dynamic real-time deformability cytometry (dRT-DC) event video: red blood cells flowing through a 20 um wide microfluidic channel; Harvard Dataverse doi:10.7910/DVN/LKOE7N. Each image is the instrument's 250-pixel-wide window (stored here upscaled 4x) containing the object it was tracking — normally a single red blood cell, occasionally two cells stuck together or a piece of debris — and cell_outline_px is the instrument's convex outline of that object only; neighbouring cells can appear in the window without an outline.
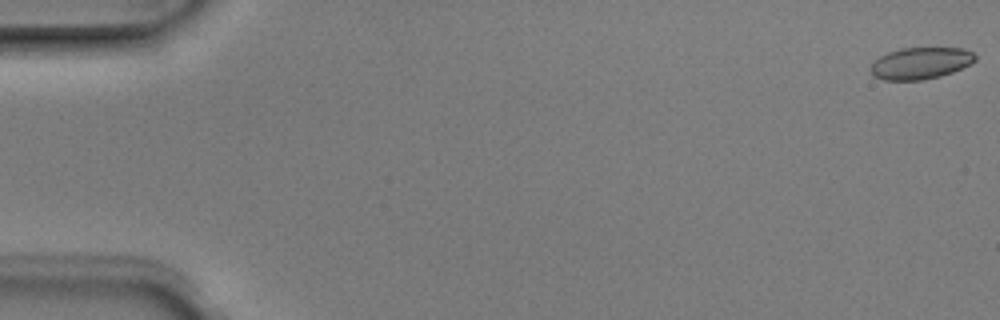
{"species": "Egyptian fruit bat (a non-hibernating species)", "species_latin": "Rousettus aegyptiacus", "temperature_condition": "room temperature", "stored_images_in_passage": 6, "camera_frame_rate_fps": 3000, "um_per_image_px": 0.085, "animal": {"sex": "male"}, "frame": {"image": 1, "passage_image": 1, "time_ms": 0.0, "image_size_px": [1000, 320], "cell_outline_px": [[976, 60], [952, 72], [940, 76], [924, 80], [884, 80], [876, 76], [872, 72], [872, 64], [880, 56], [888, 52], [900, 48], [964, 48], [972, 52], [976, 56]], "centroid_in_image_um": [78.26, 5.36], "position_along_channel_um": 6.7, "area_um2": 19.07}}
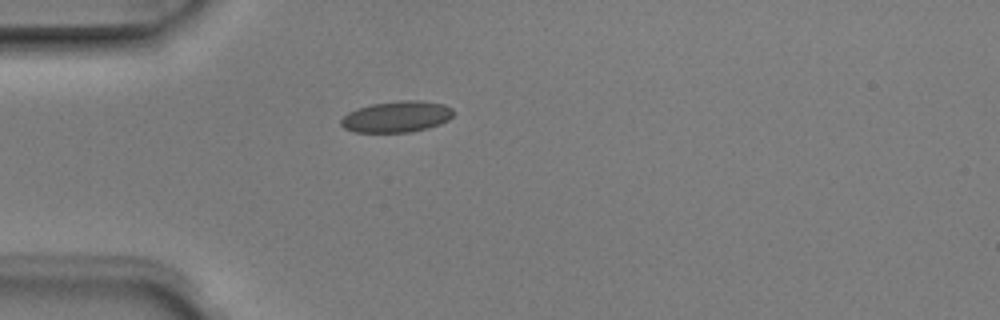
{"frame": {"image": 2, "passage_image": 5, "time_ms": 1.333, "image_size_px": [1000, 320], "cell_outline_px": [[452, 116], [448, 120], [440, 124], [428, 128], [408, 132], [356, 132], [344, 128], [340, 124], [340, 120], [348, 112], [356, 108], [372, 104], [400, 100], [420, 100], [444, 104], [452, 108]], "centroid_in_image_um": [33.71, 9.91], "position_along_channel_um": 51.3, "area_um2": 20.46}}